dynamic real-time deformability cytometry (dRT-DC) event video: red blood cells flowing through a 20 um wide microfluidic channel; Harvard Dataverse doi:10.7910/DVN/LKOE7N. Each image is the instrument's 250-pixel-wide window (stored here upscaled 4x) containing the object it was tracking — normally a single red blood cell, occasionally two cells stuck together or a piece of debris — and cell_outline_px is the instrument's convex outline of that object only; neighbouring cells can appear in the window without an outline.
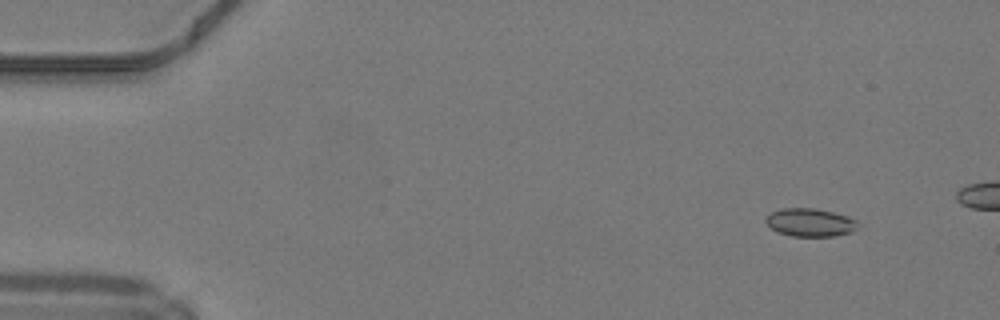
{"species": "common noctule bat (a hibernating species)", "species_latin": "Nyctalus noctula", "temperature_condition": "warm", "stored_images_in_passage": 16, "camera_frame_rate_fps": 3000, "um_per_image_px": 0.085, "animal": {"sex": "male", "body_mass_g": 19.2, "forearm_length_mm": 51.8}, "frame": {"image": 1, "passage_image": 5, "time_ms": 1.333, "image_size_px": [1000, 320], "cell_outline_px": [[856, 228], [852, 232], [836, 236], [792, 236], [776, 232], [764, 220], [772, 212], [780, 208], [816, 208], [848, 216], [856, 220]], "centroid_in_image_um": [68.85, 18.91], "position_along_channel_um": 16.1, "area_um2": 15.03}}